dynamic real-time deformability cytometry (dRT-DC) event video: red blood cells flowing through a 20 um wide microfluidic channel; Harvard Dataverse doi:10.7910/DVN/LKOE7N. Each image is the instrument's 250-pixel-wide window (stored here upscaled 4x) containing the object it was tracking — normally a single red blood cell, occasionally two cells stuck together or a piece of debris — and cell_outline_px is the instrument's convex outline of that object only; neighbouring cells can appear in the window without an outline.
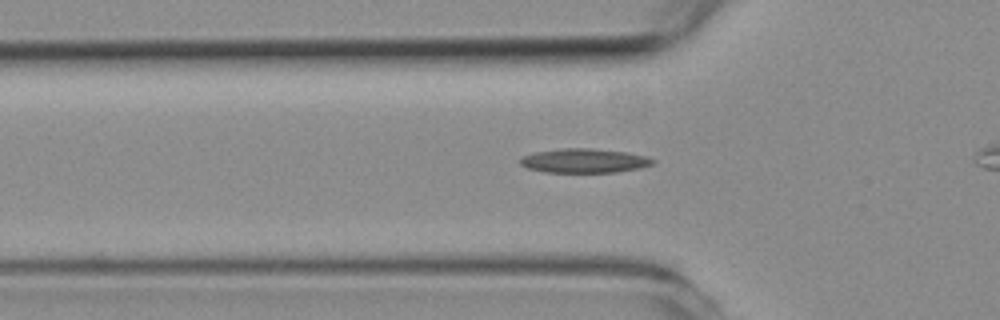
{"species": "common noctule bat (a hibernating species)", "species_latin": "Nyctalus noctula", "temperature_condition": "room temperature", "stored_images_in_passage": 40, "camera_frame_rate_fps": 3000, "um_per_image_px": 0.085, "animal": {"sex": "female", "body_mass_g": 19.3, "forearm_length_mm": 54.1}, "frame": {"image": 1, "passage_image": 14, "time_ms": 4.333, "image_size_px": [1000, 320], "cell_outline_px": [[656, 160], [652, 164], [636, 168], [616, 172], [544, 172], [528, 168], [520, 164], [520, 156], [536, 152], [564, 148], [592, 148], [628, 152], [648, 156]], "centroid_in_image_um": [49.65, 13.65], "position_along_channel_um": 76.1, "area_um2": 18.67}}
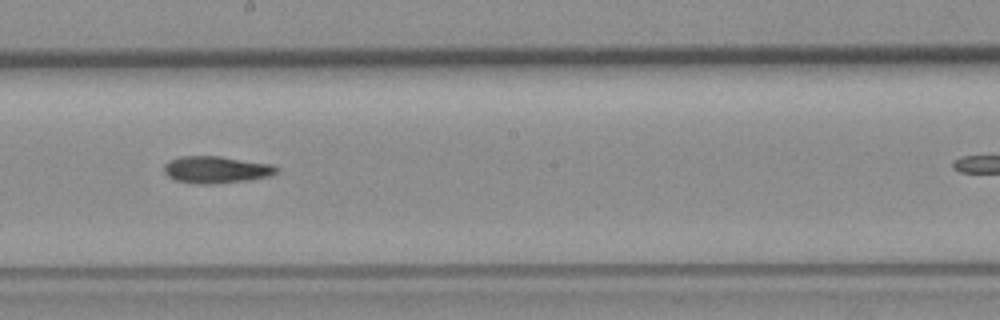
{"frame": {"image": 2, "passage_image": 26, "time_ms": 8.333, "image_size_px": [1000, 320], "cell_outline_px": [[280, 172], [272, 176], [248, 180], [212, 184], [200, 184], [176, 180], [168, 176], [164, 172], [164, 164], [168, 160], [180, 156], [220, 156], [272, 164], [280, 168]], "centroid_in_image_um": [18.42, 14.41], "position_along_channel_um": 229.8, "area_um2": 17.92}}
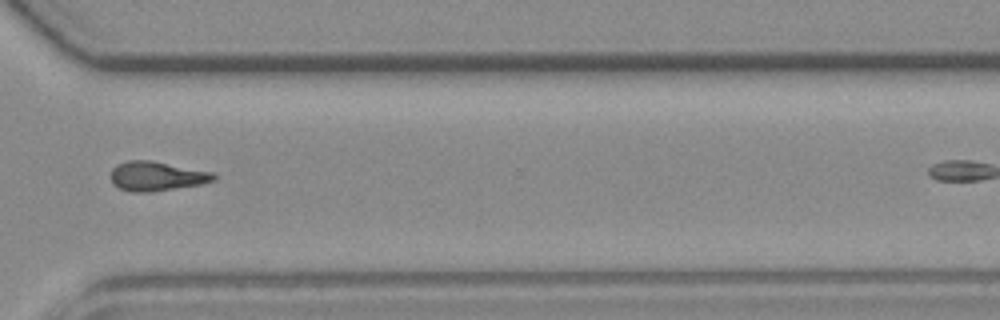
{"frame": {"image": 3, "passage_image": 36, "time_ms": 11.667, "image_size_px": [1000, 320], "cell_outline_px": [[216, 180], [200, 184], [148, 192], [132, 192], [120, 188], [112, 184], [112, 168], [116, 164], [128, 160], [152, 160], [212, 172], [216, 176]], "centroid_in_image_um": [13.3, 14.96], "position_along_channel_um": 357.3, "area_um2": 17.51}}